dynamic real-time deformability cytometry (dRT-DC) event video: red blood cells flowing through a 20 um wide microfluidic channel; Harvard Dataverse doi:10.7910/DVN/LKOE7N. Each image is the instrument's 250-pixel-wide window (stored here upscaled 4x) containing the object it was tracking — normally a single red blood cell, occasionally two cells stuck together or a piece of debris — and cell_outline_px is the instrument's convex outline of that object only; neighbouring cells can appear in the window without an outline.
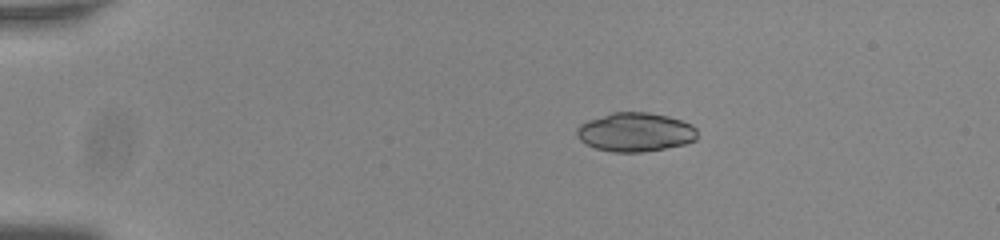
{"species": "common noctule bat (a hibernating species)", "species_latin": "Nyctalus noctula", "temperature_condition": "room temperature", "stored_images_in_passage": 45, "camera_frame_rate_fps": 3000, "um_per_image_px": 0.085, "animal": {"sex": "male", "body_mass_g": 20.0, "forearm_length_mm": 53.3}, "frame": {"image": 1, "passage_image": 1, "time_ms": 0.0, "image_size_px": [1000, 240], "cell_outline_px": [[696, 140], [684, 144], [644, 152], [612, 152], [596, 148], [580, 140], [576, 136], [576, 128], [580, 124], [588, 120], [612, 112], [648, 112], [668, 116], [692, 124], [696, 128]], "centroid_in_image_um": [53.99, 11.22], "position_along_channel_um": 31.0, "area_um2": 27.34}}
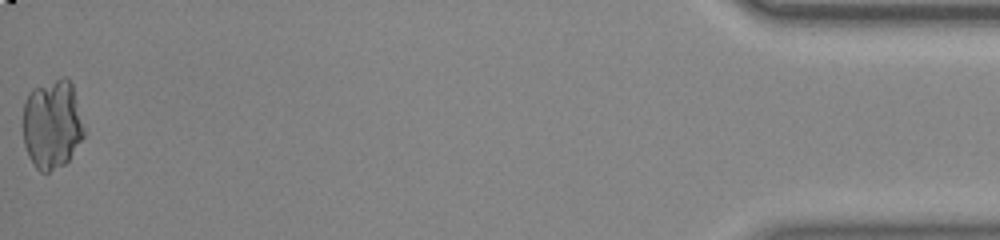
{"frame": {"image": 2, "passage_image": 45, "time_ms": 14.667, "image_size_px": [1000, 240], "cell_outline_px": [[84, 136], [68, 160], [64, 164], [48, 172], [40, 172], [36, 168], [28, 156], [24, 144], [24, 104], [28, 92], [32, 88], [60, 76], [68, 76], [72, 84], [84, 132]], "centroid_in_image_um": [4.41, 10.53], "position_along_channel_um": 430.8, "area_um2": 31.67}}